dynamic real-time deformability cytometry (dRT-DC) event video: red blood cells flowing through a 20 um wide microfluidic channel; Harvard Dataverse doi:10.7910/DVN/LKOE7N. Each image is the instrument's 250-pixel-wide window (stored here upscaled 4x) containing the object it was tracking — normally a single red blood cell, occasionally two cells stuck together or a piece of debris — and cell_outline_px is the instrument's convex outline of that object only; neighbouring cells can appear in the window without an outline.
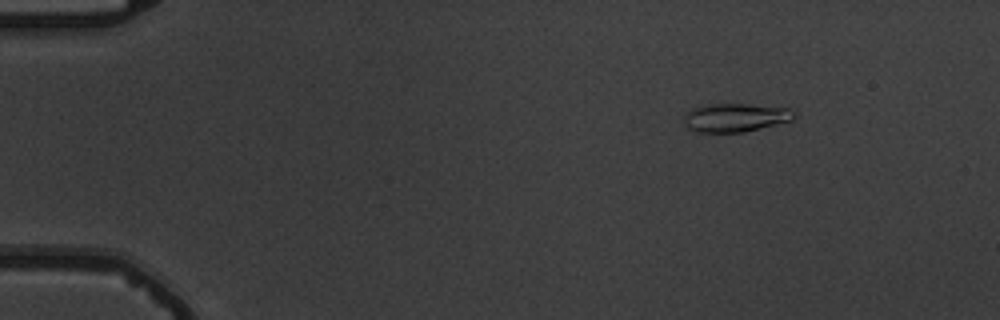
{"species": "common noctule bat (a hibernating species)", "species_latin": "Nyctalus noctula", "temperature_condition": "warm", "stored_images_in_passage": 7, "camera_frame_rate_fps": 3000, "um_per_image_px": 0.085, "animal": {"sex": "male", "body_mass_g": 19.5, "forearm_length_mm": 54.6}, "frame": {"image": 1, "passage_image": 3, "time_ms": 2.0, "image_size_px": [1000, 320], "cell_outline_px": [[796, 116], [792, 120], [744, 132], [696, 132], [688, 128], [684, 120], [684, 116], [692, 108], [708, 104], [748, 104], [788, 108], [796, 112]], "centroid_in_image_um": [62.51, 9.99], "position_along_channel_um": 22.5, "area_um2": 18.21}}